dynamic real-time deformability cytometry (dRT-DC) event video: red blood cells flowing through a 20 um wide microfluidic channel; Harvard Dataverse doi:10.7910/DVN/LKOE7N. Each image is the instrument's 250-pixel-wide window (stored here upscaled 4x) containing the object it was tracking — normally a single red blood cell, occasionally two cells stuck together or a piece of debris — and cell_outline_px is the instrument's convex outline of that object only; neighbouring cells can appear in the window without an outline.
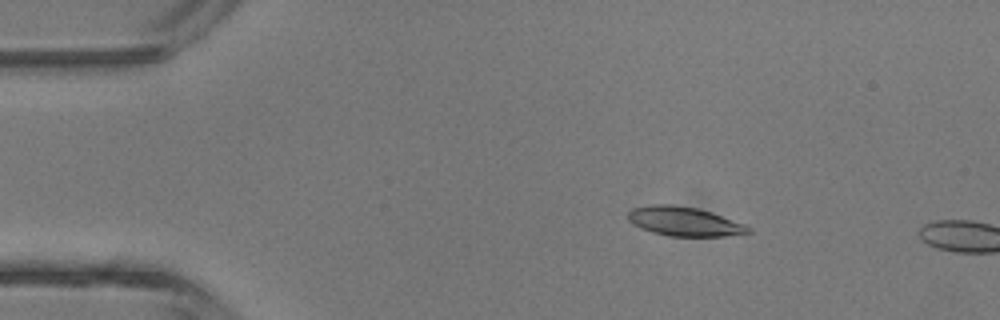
{"species": "common noctule bat (a hibernating species)", "species_latin": "Nyctalus noctula", "temperature_condition": "room temperature", "stored_images_in_passage": 3, "camera_frame_rate_fps": 3000, "um_per_image_px": 0.085, "animal": {"sex": "male", "body_mass_g": 13.3}, "frame": {"image": 1, "passage_image": 2, "time_ms": 1.333, "image_size_px": [1000, 320], "cell_outline_px": [[752, 232], [724, 236], [668, 236], [652, 232], [640, 228], [632, 224], [628, 220], [628, 212], [632, 208], [652, 204], [668, 204], [696, 208], [712, 212], [744, 224], [752, 228]], "centroid_in_image_um": [58.14, 18.82], "position_along_channel_um": 26.9, "area_um2": 20.46}}